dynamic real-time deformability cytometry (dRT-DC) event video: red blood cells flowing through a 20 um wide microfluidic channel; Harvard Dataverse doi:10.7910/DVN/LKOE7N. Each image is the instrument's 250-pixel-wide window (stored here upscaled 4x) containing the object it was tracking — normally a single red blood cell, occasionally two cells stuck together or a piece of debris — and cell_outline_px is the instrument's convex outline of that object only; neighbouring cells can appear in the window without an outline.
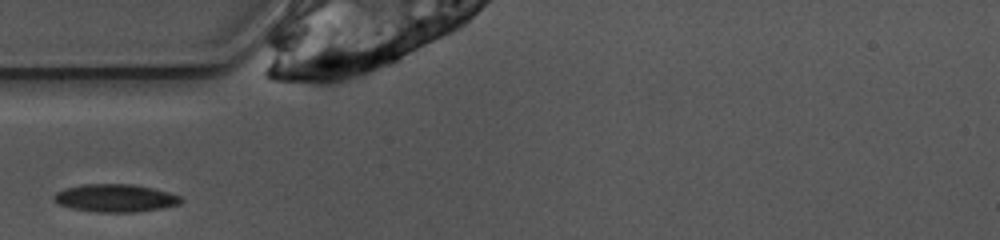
{"species": "common noctule bat (a hibernating species)", "species_latin": "Nyctalus noctula", "temperature_condition": "warm", "stored_images_in_passage": 23, "camera_frame_rate_fps": 3000, "um_per_image_px": 0.085, "animal": {"sex": "female", "body_mass_g": 10.0, "forearm_length_mm": 53.1}, "frame": {"image": 1, "passage_image": 1, "time_ms": 0.0, "image_size_px": [1000, 240], "cell_outline_px": [[184, 200], [180, 204], [164, 208], [136, 212], [96, 212], [72, 208], [60, 204], [52, 200], [52, 196], [56, 192], [64, 188], [84, 184], [132, 184], [152, 188], [168, 192], [180, 196]], "centroid_in_image_um": [9.8, 16.84], "position_along_channel_um": 75.2, "area_um2": 20.69}}
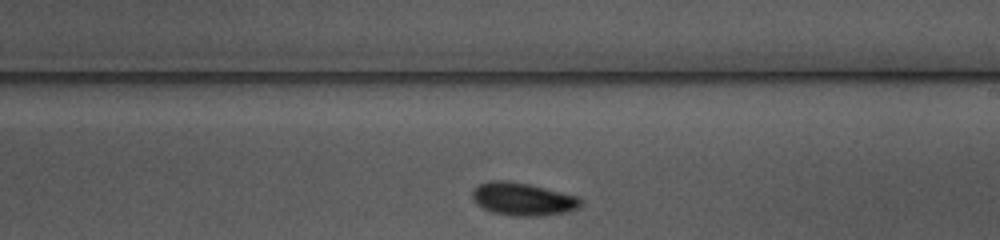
{"frame": {"image": 2, "passage_image": 14, "time_ms": 4.333, "image_size_px": [1000, 240], "cell_outline_px": [[584, 204], [580, 208], [568, 212], [536, 216], [512, 216], [492, 212], [476, 204], [472, 200], [472, 192], [480, 184], [488, 180], [508, 180], [528, 184], [580, 196], [584, 200]], "centroid_in_image_um": [44.5, 16.92], "position_along_channel_um": 244.5, "area_um2": 21.1}}
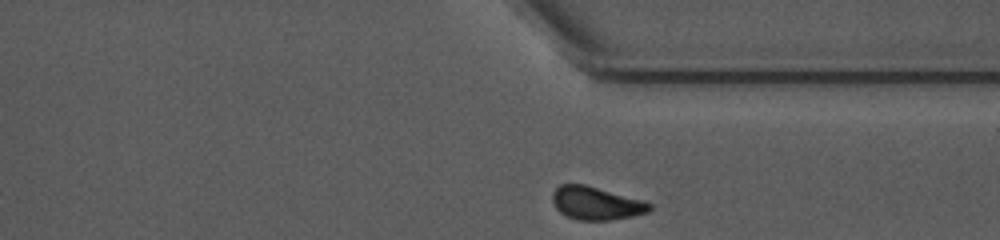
{"frame": {"image": 3, "passage_image": 23, "time_ms": 7.333, "image_size_px": [1000, 240], "cell_outline_px": [[652, 208], [648, 212], [632, 216], [612, 220], [576, 220], [560, 212], [556, 208], [552, 200], [552, 192], [560, 184], [584, 184], [644, 200], [652, 204]], "centroid_in_image_um": [50.68, 17.27], "position_along_channel_um": 360.7, "area_um2": 18.79}}